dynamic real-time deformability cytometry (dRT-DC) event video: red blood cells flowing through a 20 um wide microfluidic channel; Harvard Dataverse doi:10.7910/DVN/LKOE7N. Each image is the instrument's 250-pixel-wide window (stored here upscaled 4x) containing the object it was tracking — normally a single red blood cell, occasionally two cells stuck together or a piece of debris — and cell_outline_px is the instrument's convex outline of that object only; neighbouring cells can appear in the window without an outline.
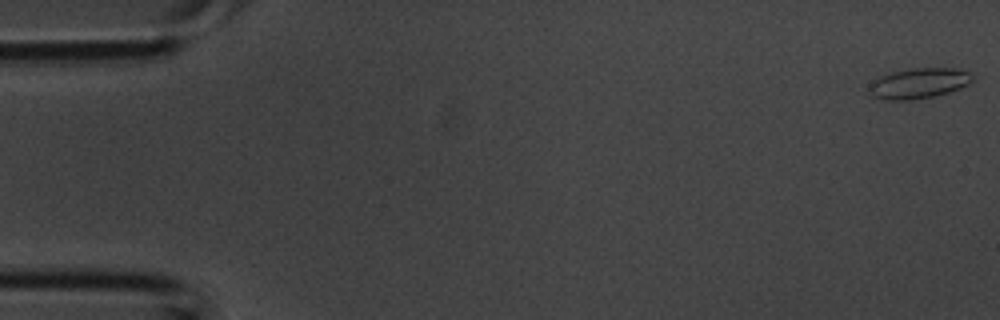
{"species": "common noctule bat (a hibernating species)", "species_latin": "Nyctalus noctula", "temperature_condition": "room temperature", "stored_images_in_passage": 4, "camera_frame_rate_fps": 3000, "um_per_image_px": 0.085, "animal": {"sex": "male", "body_mass_g": 20.1, "forearm_length_mm": 53.5}, "frame": {"image": 1, "passage_image": 1, "time_ms": 0.0, "image_size_px": [1000, 320], "cell_outline_px": [[972, 80], [968, 84], [960, 88], [948, 92], [932, 96], [912, 100], [884, 100], [868, 96], [868, 84], [876, 76], [908, 68], [952, 68], [968, 72], [972, 76]], "centroid_in_image_um": [77.97, 7.08], "position_along_channel_um": 7.0, "area_um2": 18.61}}
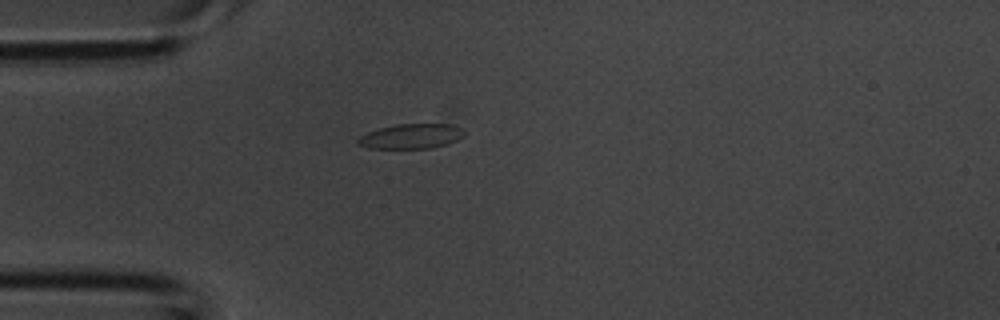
{"frame": {"image": 2, "passage_image": 4, "time_ms": 1.0, "image_size_px": [1000, 320], "cell_outline_px": [[464, 136], [448, 144], [428, 148], [368, 148], [356, 144], [356, 140], [360, 136], [368, 132], [380, 128], [396, 124], [452, 124], [460, 128], [464, 132]], "centroid_in_image_um": [34.93, 11.58], "position_along_channel_um": 50.1, "area_um2": 15.32}}